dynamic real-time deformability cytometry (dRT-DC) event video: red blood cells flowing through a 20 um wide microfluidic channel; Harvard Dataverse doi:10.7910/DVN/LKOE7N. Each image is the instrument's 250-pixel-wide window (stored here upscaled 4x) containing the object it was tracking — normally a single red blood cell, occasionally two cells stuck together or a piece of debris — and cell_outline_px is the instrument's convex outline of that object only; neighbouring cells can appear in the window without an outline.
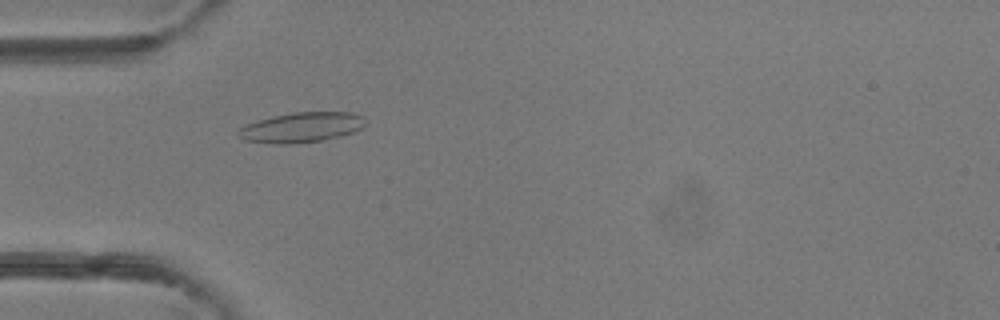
{"species": "common noctule bat (a hibernating species)", "species_latin": "Nyctalus noctula", "temperature_condition": "room temperature", "stored_images_in_passage": 50, "camera_frame_rate_fps": 3000, "um_per_image_px": 0.085, "animal": {"sex": "female"}, "frame": {"image": 1, "passage_image": 16, "time_ms": 5.0, "image_size_px": [1000, 320], "cell_outline_px": [[368, 120], [360, 128], [352, 132], [340, 136], [320, 140], [292, 144], [272, 144], [244, 140], [236, 132], [240, 128], [256, 120], [272, 116], [292, 112], [352, 112], [364, 116]], "centroid_in_image_um": [25.62, 10.82], "position_along_channel_um": 59.4, "area_um2": 22.31}}
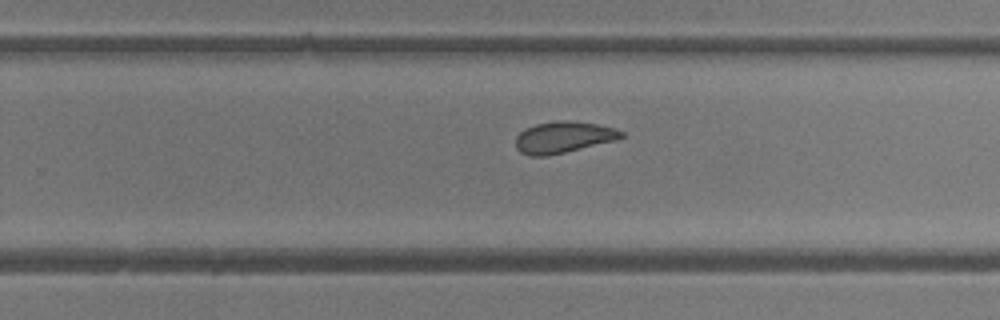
{"frame": {"image": 2, "passage_image": 32, "time_ms": 10.333, "image_size_px": [1000, 320], "cell_outline_px": [[624, 136], [616, 140], [548, 156], [528, 156], [520, 152], [516, 148], [516, 136], [520, 132], [536, 124], [556, 120], [568, 120], [596, 124], [616, 128], [624, 132]], "centroid_in_image_um": [47.89, 11.67], "position_along_channel_um": 281.9, "area_um2": 19.36}}
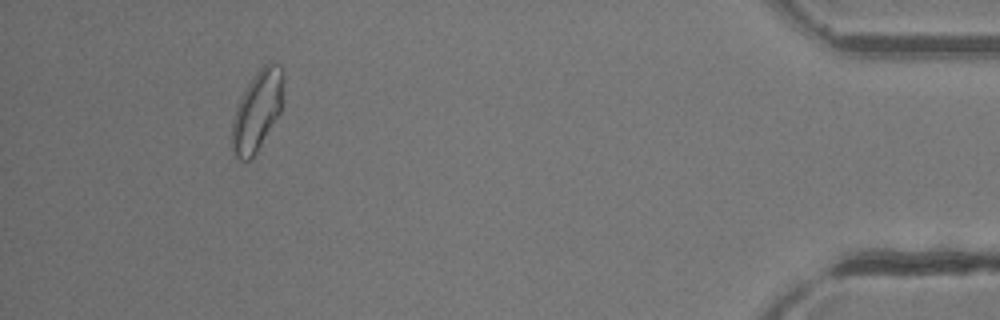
{"frame": {"image": 3, "passage_image": 46, "time_ms": 15.0, "image_size_px": [1000, 320], "cell_outline_px": [[284, 84], [280, 112], [252, 160], [240, 160], [232, 152], [232, 120], [236, 108], [248, 84], [256, 72], [268, 60], [276, 64], [280, 68], [284, 76]], "centroid_in_image_um": [21.87, 9.42], "position_along_channel_um": 413.3, "area_um2": 23.81}, "authors_computed_cell_mechanics": {"area_um2": 21.097, "velocity_mm_per_s": 4.2355, "shape_relaxation_time_tau1_ms": 8.195, "shape_relaxation_time_tau2_ms": 1.4517, "deformation_change_tau1": 0.1969, "deformation_change_tau2": 0.0724}}